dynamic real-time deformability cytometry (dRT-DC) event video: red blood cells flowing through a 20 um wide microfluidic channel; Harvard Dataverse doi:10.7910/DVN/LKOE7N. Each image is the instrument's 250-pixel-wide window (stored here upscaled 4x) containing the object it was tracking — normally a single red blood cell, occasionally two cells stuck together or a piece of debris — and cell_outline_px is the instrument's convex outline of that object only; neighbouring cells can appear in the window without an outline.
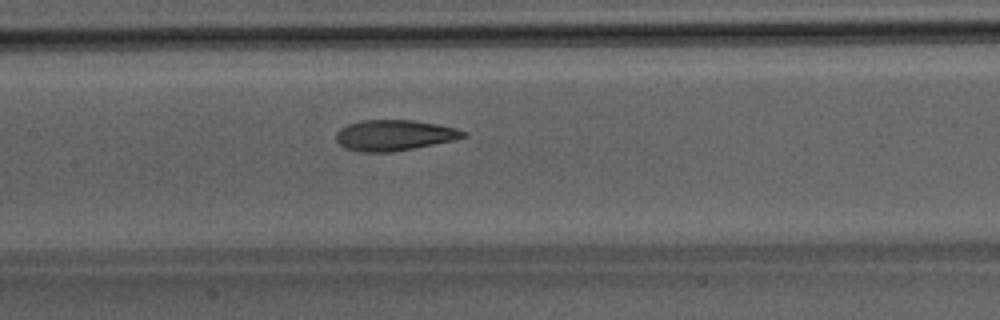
{"species": "Egyptian fruit bat (a non-hibernating species)", "species_latin": "Rousettus aegyptiacus", "temperature_condition": "room temperature", "stored_images_in_passage": 4, "camera_frame_rate_fps": 3000, "um_per_image_px": 0.085, "animal": {"sex": "male"}, "frame": {"image": 1, "passage_image": 4, "time_ms": 1.0, "image_size_px": [1000, 320], "cell_outline_px": [[468, 136], [452, 140], [392, 152], [360, 152], [344, 148], [336, 140], [336, 132], [340, 128], [348, 124], [360, 120], [412, 120], [436, 124], [456, 128], [468, 132]], "centroid_in_image_um": [33.48, 11.49], "position_along_channel_um": 173.9, "area_um2": 22.72}}